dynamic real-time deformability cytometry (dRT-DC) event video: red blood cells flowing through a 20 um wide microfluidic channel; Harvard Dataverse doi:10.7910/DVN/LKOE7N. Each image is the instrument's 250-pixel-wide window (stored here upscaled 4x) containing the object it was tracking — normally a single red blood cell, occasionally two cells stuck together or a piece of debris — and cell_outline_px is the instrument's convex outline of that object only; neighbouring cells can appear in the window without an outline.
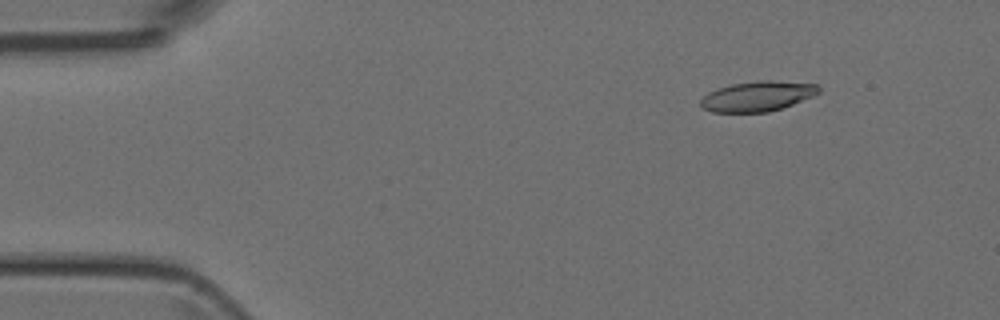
{"species": "Egyptian fruit bat (a non-hibernating species)", "species_latin": "Rousettus aegyptiacus", "temperature_condition": "room temperature", "stored_images_in_passage": 5, "segment_of_instrument_passage": [1, 2], "camera_frame_rate_fps": 3000, "um_per_image_px": 0.085, "animal": {"sex": "female"}, "frame": {"image": 1, "passage_image": 2, "time_ms": 1.0, "image_size_px": [1000, 320], "cell_outline_px": [[820, 92], [812, 96], [792, 104], [768, 112], [712, 112], [704, 108], [700, 104], [700, 100], [708, 92], [716, 88], [732, 84], [760, 80], [772, 80], [816, 84], [820, 88]], "centroid_in_image_um": [64.37, 8.17], "position_along_channel_um": 20.6, "area_um2": 20.58}}